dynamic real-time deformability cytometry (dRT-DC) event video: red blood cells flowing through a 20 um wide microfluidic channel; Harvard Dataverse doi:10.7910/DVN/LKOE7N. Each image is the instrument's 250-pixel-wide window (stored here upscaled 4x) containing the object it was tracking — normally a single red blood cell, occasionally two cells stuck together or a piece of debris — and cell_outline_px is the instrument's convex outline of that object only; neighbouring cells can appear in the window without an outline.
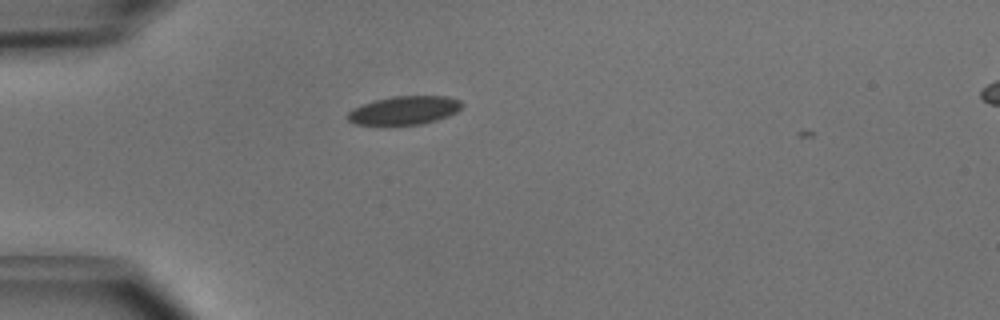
{"species": "common noctule bat (a hibernating species)", "species_latin": "Nyctalus noctula", "temperature_condition": "cold", "stored_images_in_passage": 37, "camera_frame_rate_fps": 3000, "um_per_image_px": 0.085, "animal": {"sex": "male", "body_mass_g": 15.6}, "frame": {"image": 1, "passage_image": 2, "time_ms": 0.333, "image_size_px": [1000, 320], "cell_outline_px": [[464, 104], [456, 112], [448, 116], [436, 120], [420, 124], [356, 124], [348, 120], [344, 116], [352, 108], [376, 100], [392, 96], [448, 96], [460, 100]], "centroid_in_image_um": [34.37, 9.36], "position_along_channel_um": 50.6, "area_um2": 18.84}}
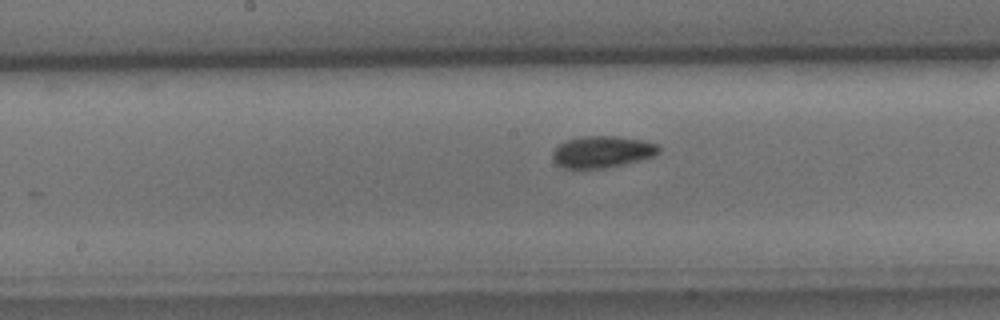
{"frame": {"image": 2, "passage_image": 14, "time_ms": 4.333, "image_size_px": [1000, 320], "cell_outline_px": [[660, 152], [652, 156], [640, 160], [624, 164], [604, 168], [564, 168], [556, 164], [552, 156], [552, 152], [564, 140], [584, 136], [616, 136], [644, 140], [656, 144], [660, 148]], "centroid_in_image_um": [51.18, 12.9], "position_along_channel_um": 197.0, "area_um2": 19.59}}
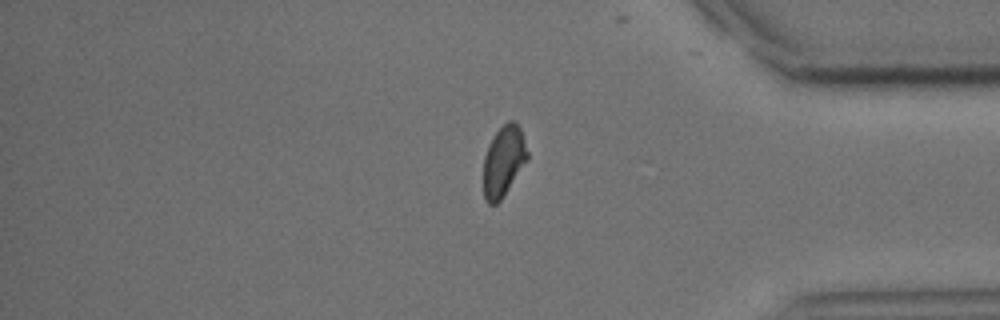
{"frame": {"image": 3, "passage_image": 30, "time_ms": 9.667, "image_size_px": [1000, 320], "cell_outline_px": [[528, 160], [500, 200], [496, 204], [488, 204], [484, 200], [484, 156], [488, 144], [492, 136], [508, 120], [512, 120], [520, 128], [528, 152]], "centroid_in_image_um": [42.79, 13.69], "position_along_channel_um": 392.4, "area_um2": 17.98}, "authors_computed_cell_mechanics": {"area_um2": 19.074, "velocity_mm_per_s": 4.0055, "shape_relaxation_time_tau1_ms": 3.7725, "shape_relaxation_time_tau2_ms": 5.2616, "deformation_change_tau1": 0.0862, "deformation_change_tau2": 0.075}}